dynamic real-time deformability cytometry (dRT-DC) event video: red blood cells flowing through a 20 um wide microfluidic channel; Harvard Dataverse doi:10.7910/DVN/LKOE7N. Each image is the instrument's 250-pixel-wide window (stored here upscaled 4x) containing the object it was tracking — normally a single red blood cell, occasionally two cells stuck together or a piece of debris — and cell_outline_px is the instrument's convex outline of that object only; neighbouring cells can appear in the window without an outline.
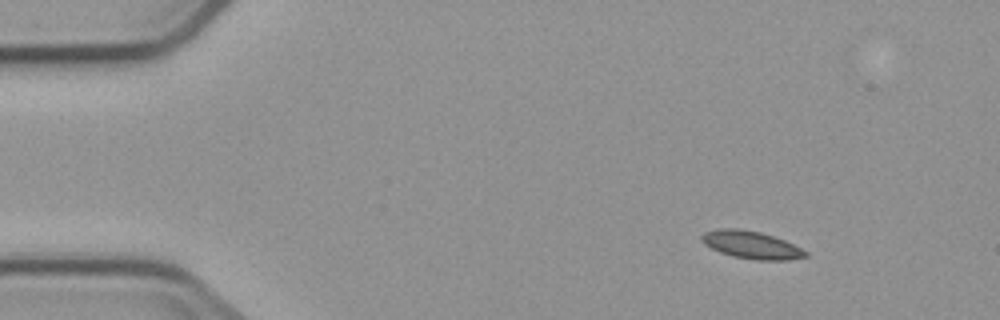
{"species": "common noctule bat (a hibernating species)", "species_latin": "Nyctalus noctula", "temperature_condition": "cold", "stored_images_in_passage": 7, "camera_frame_rate_fps": 3000, "um_per_image_px": 0.085, "animal": {"sex": "male", "body_mass_g": 23.1, "forearm_length_mm": 52.7}, "frame": {"image": 1, "passage_image": 2, "time_ms": 1.333, "image_size_px": [1000, 320], "cell_outline_px": [[808, 256], [788, 260], [756, 260], [732, 256], [720, 252], [704, 244], [700, 240], [700, 236], [704, 232], [720, 228], [736, 228], [760, 232], [784, 240], [808, 252]], "centroid_in_image_um": [63.83, 20.81], "position_along_channel_um": 21.2, "area_um2": 16.65}}
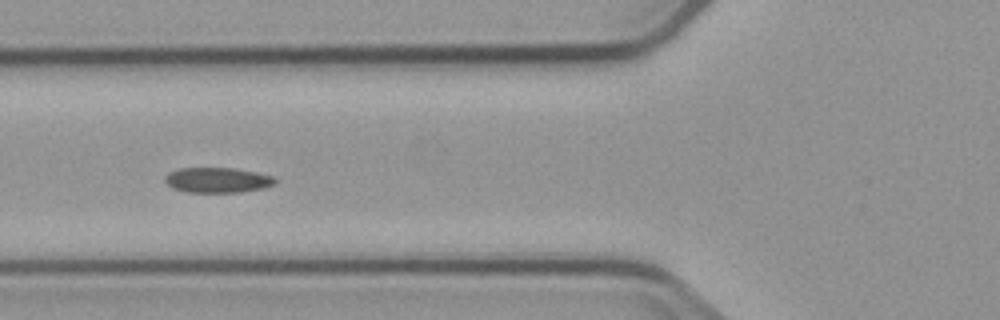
{"frame": {"image": 2, "passage_image": 6, "time_ms": 6.0, "image_size_px": [1000, 320], "cell_outline_px": [[276, 184], [264, 188], [240, 192], [188, 192], [172, 188], [164, 180], [164, 176], [168, 172], [180, 168], [232, 168], [256, 172], [272, 176], [276, 180]], "centroid_in_image_um": [18.47, 15.3], "position_along_channel_um": 107.3, "area_um2": 16.18}}
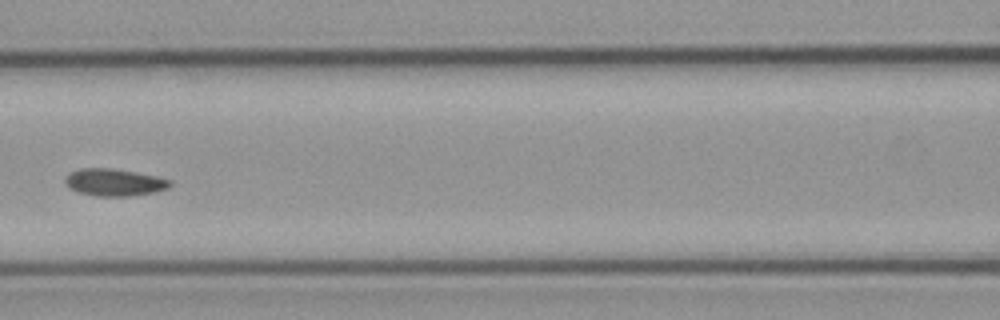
{"frame": {"image": 3, "passage_image": 7, "time_ms": 7.333, "image_size_px": [1000, 320], "cell_outline_px": [[172, 184], [168, 188], [152, 192], [132, 196], [96, 196], [76, 192], [68, 188], [64, 180], [72, 172], [80, 168], [112, 168], [136, 172], [156, 176], [172, 180]], "centroid_in_image_um": [9.71, 15.5], "position_along_channel_um": 156.9, "area_um2": 16.65}}